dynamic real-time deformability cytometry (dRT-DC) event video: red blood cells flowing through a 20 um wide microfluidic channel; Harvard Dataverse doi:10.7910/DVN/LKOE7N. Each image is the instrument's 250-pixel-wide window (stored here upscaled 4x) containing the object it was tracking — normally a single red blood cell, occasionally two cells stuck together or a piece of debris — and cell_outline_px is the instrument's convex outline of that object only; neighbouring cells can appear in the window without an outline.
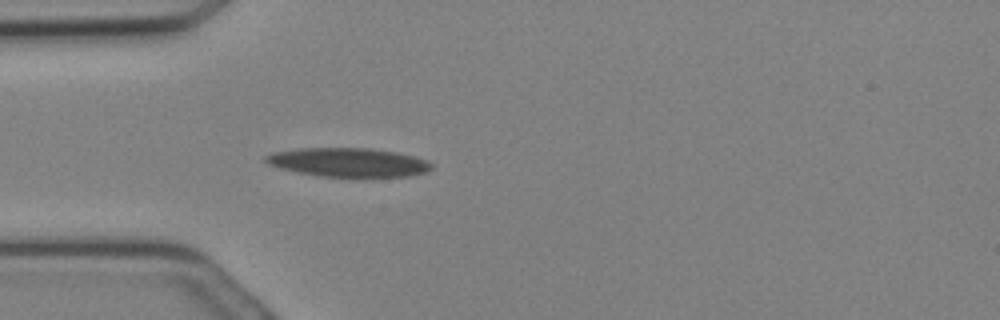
{"species": "Egyptian fruit bat (a non-hibernating species)", "species_latin": "Rousettus aegyptiacus", "temperature_condition": "cold", "stored_images_in_passage": 14, "camera_frame_rate_fps": 3000, "um_per_image_px": 0.085, "animal": {"sex": "female"}, "frame": {"image": 1, "passage_image": 8, "time_ms": 2.333, "image_size_px": [1000, 320], "cell_outline_px": [[432, 168], [424, 172], [408, 176], [320, 176], [296, 172], [280, 168], [268, 164], [264, 160], [264, 156], [272, 152], [300, 148], [368, 148], [396, 152], [416, 156], [428, 160], [432, 164]], "centroid_in_image_um": [29.58, 13.78], "position_along_channel_um": 55.4, "area_um2": 27.8}}
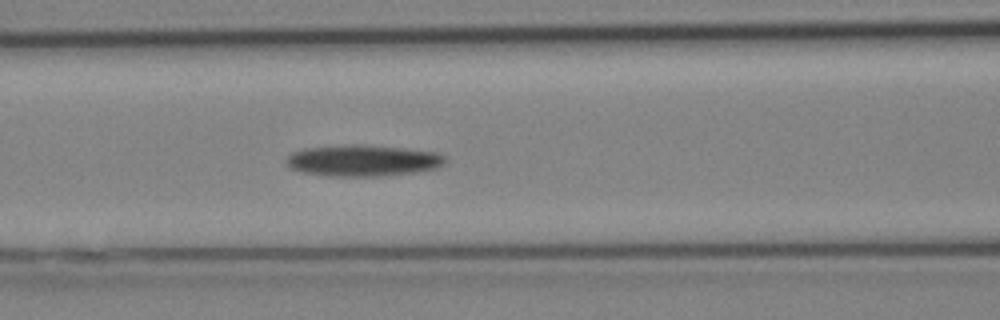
{"frame": {"image": 2, "passage_image": 12, "time_ms": 3.667, "image_size_px": [1000, 320], "cell_outline_px": [[448, 156], [436, 168], [416, 172], [384, 176], [328, 176], [300, 172], [288, 168], [284, 164], [284, 160], [292, 152], [304, 148], [352, 144], [360, 144], [404, 148], [436, 152]], "centroid_in_image_um": [30.77, 13.65], "position_along_channel_um": 135.8, "area_um2": 29.36}}
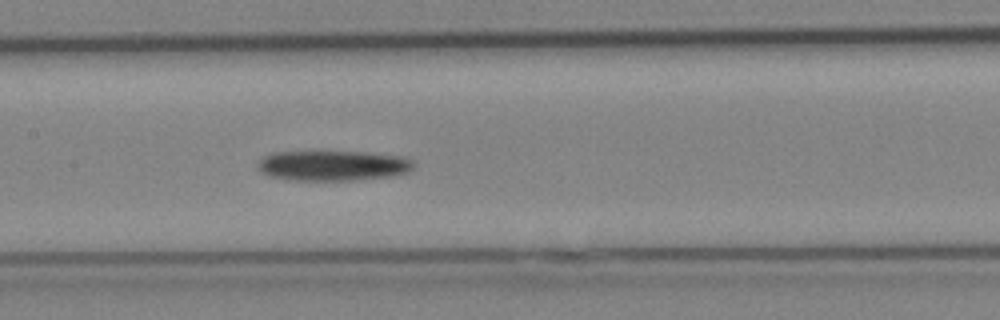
{"frame": {"image": 3, "passage_image": 14, "time_ms": 4.333, "image_size_px": [1000, 320], "cell_outline_px": [[412, 168], [408, 172], [392, 176], [356, 180], [296, 180], [268, 176], [256, 168], [256, 164], [264, 156], [272, 152], [364, 152], [400, 156], [412, 160]], "centroid_in_image_um": [28.26, 14.08], "position_along_channel_um": 179.1, "area_um2": 27.34}}